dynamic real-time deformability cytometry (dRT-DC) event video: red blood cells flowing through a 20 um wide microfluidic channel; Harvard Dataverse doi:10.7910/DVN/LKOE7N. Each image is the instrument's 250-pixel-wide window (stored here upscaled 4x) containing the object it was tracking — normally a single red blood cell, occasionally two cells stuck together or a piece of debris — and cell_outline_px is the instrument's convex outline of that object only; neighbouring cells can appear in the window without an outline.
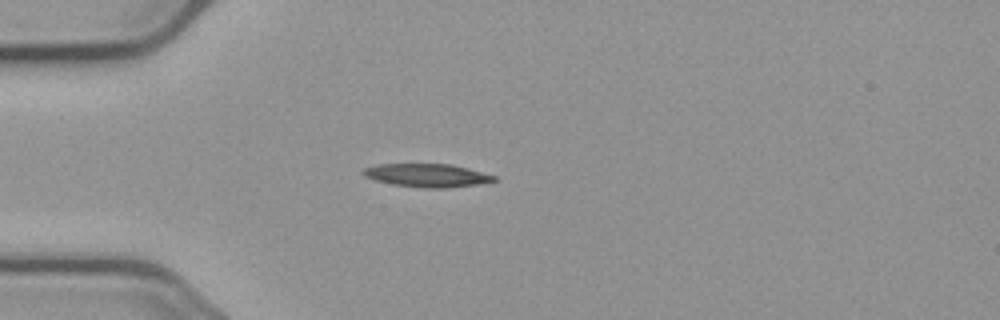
{"species": "common noctule bat (a hibernating species)", "species_latin": "Nyctalus noctula", "temperature_condition": "cold", "stored_images_in_passage": 4, "camera_frame_rate_fps": 3000, "um_per_image_px": 0.085, "animal": {"sex": "male", "body_mass_g": 23.1, "forearm_length_mm": 52.7}, "frame": {"image": 1, "passage_image": 4, "time_ms": 4.0, "image_size_px": [1000, 320], "cell_outline_px": [[496, 180], [476, 184], [444, 188], [424, 188], [392, 184], [376, 180], [364, 176], [360, 172], [364, 168], [376, 164], [452, 164], [468, 168], [496, 176]], "centroid_in_image_um": [36.26, 14.89], "position_along_channel_um": 48.7, "area_um2": 17.63}}